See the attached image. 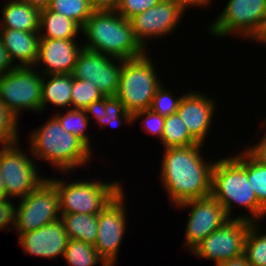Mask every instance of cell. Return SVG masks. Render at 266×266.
Masks as SVG:
<instances>
[{"label": "cell", "instance_id": "f546056e", "mask_svg": "<svg viewBox=\"0 0 266 266\" xmlns=\"http://www.w3.org/2000/svg\"><path fill=\"white\" fill-rule=\"evenodd\" d=\"M103 97L104 94L91 81L73 78L72 109L85 110L89 104Z\"/></svg>", "mask_w": 266, "mask_h": 266}, {"label": "cell", "instance_id": "4316f807", "mask_svg": "<svg viewBox=\"0 0 266 266\" xmlns=\"http://www.w3.org/2000/svg\"><path fill=\"white\" fill-rule=\"evenodd\" d=\"M48 8L74 20L81 27L94 12L89 0H51Z\"/></svg>", "mask_w": 266, "mask_h": 266}, {"label": "cell", "instance_id": "277c9868", "mask_svg": "<svg viewBox=\"0 0 266 266\" xmlns=\"http://www.w3.org/2000/svg\"><path fill=\"white\" fill-rule=\"evenodd\" d=\"M32 154L56 166L59 170H68L86 165L92 155L79 138L67 132L53 116L43 126L30 134Z\"/></svg>", "mask_w": 266, "mask_h": 266}, {"label": "cell", "instance_id": "ba28073f", "mask_svg": "<svg viewBox=\"0 0 266 266\" xmlns=\"http://www.w3.org/2000/svg\"><path fill=\"white\" fill-rule=\"evenodd\" d=\"M20 200L14 215V228L19 234L60 220L59 193L48 178Z\"/></svg>", "mask_w": 266, "mask_h": 266}, {"label": "cell", "instance_id": "30bf717a", "mask_svg": "<svg viewBox=\"0 0 266 266\" xmlns=\"http://www.w3.org/2000/svg\"><path fill=\"white\" fill-rule=\"evenodd\" d=\"M265 18L266 0H229L209 30L216 37L237 33L253 40Z\"/></svg>", "mask_w": 266, "mask_h": 266}, {"label": "cell", "instance_id": "8992f818", "mask_svg": "<svg viewBox=\"0 0 266 266\" xmlns=\"http://www.w3.org/2000/svg\"><path fill=\"white\" fill-rule=\"evenodd\" d=\"M57 188L60 212L98 215L123 189L118 182L76 181L49 179Z\"/></svg>", "mask_w": 266, "mask_h": 266}, {"label": "cell", "instance_id": "ffe728a7", "mask_svg": "<svg viewBox=\"0 0 266 266\" xmlns=\"http://www.w3.org/2000/svg\"><path fill=\"white\" fill-rule=\"evenodd\" d=\"M0 29L40 32V10L23 0H11L2 8Z\"/></svg>", "mask_w": 266, "mask_h": 266}, {"label": "cell", "instance_id": "836d02e7", "mask_svg": "<svg viewBox=\"0 0 266 266\" xmlns=\"http://www.w3.org/2000/svg\"><path fill=\"white\" fill-rule=\"evenodd\" d=\"M142 116H145V118L142 120V124L144 123L142 126L143 130H147L148 133L156 135L157 137L159 136V138L162 140L165 117L153 112L151 109H145L137 111L133 114V122Z\"/></svg>", "mask_w": 266, "mask_h": 266}, {"label": "cell", "instance_id": "4fadbf2b", "mask_svg": "<svg viewBox=\"0 0 266 266\" xmlns=\"http://www.w3.org/2000/svg\"><path fill=\"white\" fill-rule=\"evenodd\" d=\"M114 57L82 48L75 63L72 76L91 81L104 96H115L122 71V59L117 65Z\"/></svg>", "mask_w": 266, "mask_h": 266}, {"label": "cell", "instance_id": "7402d4cb", "mask_svg": "<svg viewBox=\"0 0 266 266\" xmlns=\"http://www.w3.org/2000/svg\"><path fill=\"white\" fill-rule=\"evenodd\" d=\"M81 29L77 22L60 13L49 8L40 10L39 31L44 32L39 33L40 38L74 39Z\"/></svg>", "mask_w": 266, "mask_h": 266}, {"label": "cell", "instance_id": "603a6c76", "mask_svg": "<svg viewBox=\"0 0 266 266\" xmlns=\"http://www.w3.org/2000/svg\"><path fill=\"white\" fill-rule=\"evenodd\" d=\"M49 81H42L41 112L48 103L54 106L67 107L71 105V93L73 86L72 74L46 75Z\"/></svg>", "mask_w": 266, "mask_h": 266}, {"label": "cell", "instance_id": "4dcf8cb0", "mask_svg": "<svg viewBox=\"0 0 266 266\" xmlns=\"http://www.w3.org/2000/svg\"><path fill=\"white\" fill-rule=\"evenodd\" d=\"M246 172L259 204L266 210V165L260 164L246 152Z\"/></svg>", "mask_w": 266, "mask_h": 266}, {"label": "cell", "instance_id": "cb8c5ba5", "mask_svg": "<svg viewBox=\"0 0 266 266\" xmlns=\"http://www.w3.org/2000/svg\"><path fill=\"white\" fill-rule=\"evenodd\" d=\"M69 239L95 244L98 231V215L60 213Z\"/></svg>", "mask_w": 266, "mask_h": 266}, {"label": "cell", "instance_id": "e0dca14e", "mask_svg": "<svg viewBox=\"0 0 266 266\" xmlns=\"http://www.w3.org/2000/svg\"><path fill=\"white\" fill-rule=\"evenodd\" d=\"M82 48L74 39L40 38L36 64H45L42 75L72 74Z\"/></svg>", "mask_w": 266, "mask_h": 266}, {"label": "cell", "instance_id": "9a60e30c", "mask_svg": "<svg viewBox=\"0 0 266 266\" xmlns=\"http://www.w3.org/2000/svg\"><path fill=\"white\" fill-rule=\"evenodd\" d=\"M185 9L176 3L160 1L148 10L129 19L135 38L145 49L146 38L172 34Z\"/></svg>", "mask_w": 266, "mask_h": 266}, {"label": "cell", "instance_id": "484cf974", "mask_svg": "<svg viewBox=\"0 0 266 266\" xmlns=\"http://www.w3.org/2000/svg\"><path fill=\"white\" fill-rule=\"evenodd\" d=\"M63 256L72 266H94L100 261L102 266H109L93 245L80 240L69 239Z\"/></svg>", "mask_w": 266, "mask_h": 266}, {"label": "cell", "instance_id": "7bdbcfd3", "mask_svg": "<svg viewBox=\"0 0 266 266\" xmlns=\"http://www.w3.org/2000/svg\"><path fill=\"white\" fill-rule=\"evenodd\" d=\"M257 42H264L266 44V18L264 19L263 25L257 35L253 38Z\"/></svg>", "mask_w": 266, "mask_h": 266}, {"label": "cell", "instance_id": "ab89813d", "mask_svg": "<svg viewBox=\"0 0 266 266\" xmlns=\"http://www.w3.org/2000/svg\"><path fill=\"white\" fill-rule=\"evenodd\" d=\"M160 1H166V2H172L176 3L179 6L183 7L185 10H187V7L189 6H195V7H206L208 4H210L211 0H160Z\"/></svg>", "mask_w": 266, "mask_h": 266}, {"label": "cell", "instance_id": "ac0fdd59", "mask_svg": "<svg viewBox=\"0 0 266 266\" xmlns=\"http://www.w3.org/2000/svg\"><path fill=\"white\" fill-rule=\"evenodd\" d=\"M214 107L215 102L211 98L193 91L182 95L179 102L177 113L189 133L201 144L211 128Z\"/></svg>", "mask_w": 266, "mask_h": 266}, {"label": "cell", "instance_id": "e575fe53", "mask_svg": "<svg viewBox=\"0 0 266 266\" xmlns=\"http://www.w3.org/2000/svg\"><path fill=\"white\" fill-rule=\"evenodd\" d=\"M160 0H120L116 12L125 19H131L158 4Z\"/></svg>", "mask_w": 266, "mask_h": 266}, {"label": "cell", "instance_id": "d6a6232c", "mask_svg": "<svg viewBox=\"0 0 266 266\" xmlns=\"http://www.w3.org/2000/svg\"><path fill=\"white\" fill-rule=\"evenodd\" d=\"M171 94L172 93H168V91L164 89L163 85H161L156 90L150 109L163 117H168L171 114L177 113L182 96L174 99Z\"/></svg>", "mask_w": 266, "mask_h": 266}, {"label": "cell", "instance_id": "d6986e66", "mask_svg": "<svg viewBox=\"0 0 266 266\" xmlns=\"http://www.w3.org/2000/svg\"><path fill=\"white\" fill-rule=\"evenodd\" d=\"M39 33L0 29V37L12 63L18 59L20 64L16 66H33L34 68L38 57Z\"/></svg>", "mask_w": 266, "mask_h": 266}, {"label": "cell", "instance_id": "60d3db41", "mask_svg": "<svg viewBox=\"0 0 266 266\" xmlns=\"http://www.w3.org/2000/svg\"><path fill=\"white\" fill-rule=\"evenodd\" d=\"M216 266H250L244 255L219 263Z\"/></svg>", "mask_w": 266, "mask_h": 266}, {"label": "cell", "instance_id": "d4e9b609", "mask_svg": "<svg viewBox=\"0 0 266 266\" xmlns=\"http://www.w3.org/2000/svg\"><path fill=\"white\" fill-rule=\"evenodd\" d=\"M161 142L164 149L187 147L199 142L189 133L187 126L178 113L165 117Z\"/></svg>", "mask_w": 266, "mask_h": 266}, {"label": "cell", "instance_id": "f35d334b", "mask_svg": "<svg viewBox=\"0 0 266 266\" xmlns=\"http://www.w3.org/2000/svg\"><path fill=\"white\" fill-rule=\"evenodd\" d=\"M13 65L0 37V76L10 72L16 66Z\"/></svg>", "mask_w": 266, "mask_h": 266}, {"label": "cell", "instance_id": "74e56055", "mask_svg": "<svg viewBox=\"0 0 266 266\" xmlns=\"http://www.w3.org/2000/svg\"><path fill=\"white\" fill-rule=\"evenodd\" d=\"M94 11H116L120 0H89Z\"/></svg>", "mask_w": 266, "mask_h": 266}, {"label": "cell", "instance_id": "5bb4252c", "mask_svg": "<svg viewBox=\"0 0 266 266\" xmlns=\"http://www.w3.org/2000/svg\"><path fill=\"white\" fill-rule=\"evenodd\" d=\"M176 207H191L185 232V246L187 245L189 251L230 219L223 206L212 196L188 200Z\"/></svg>", "mask_w": 266, "mask_h": 266}, {"label": "cell", "instance_id": "6da1fadb", "mask_svg": "<svg viewBox=\"0 0 266 266\" xmlns=\"http://www.w3.org/2000/svg\"><path fill=\"white\" fill-rule=\"evenodd\" d=\"M201 143L164 150L161 181L174 205L211 196L212 169L215 161L201 157Z\"/></svg>", "mask_w": 266, "mask_h": 266}, {"label": "cell", "instance_id": "2e32d148", "mask_svg": "<svg viewBox=\"0 0 266 266\" xmlns=\"http://www.w3.org/2000/svg\"><path fill=\"white\" fill-rule=\"evenodd\" d=\"M68 240L64 224L61 220H57L37 230L19 234L18 243L24 253L52 259L64 255Z\"/></svg>", "mask_w": 266, "mask_h": 266}, {"label": "cell", "instance_id": "ee69618b", "mask_svg": "<svg viewBox=\"0 0 266 266\" xmlns=\"http://www.w3.org/2000/svg\"><path fill=\"white\" fill-rule=\"evenodd\" d=\"M0 198H6V188L3 180V176L0 173Z\"/></svg>", "mask_w": 266, "mask_h": 266}, {"label": "cell", "instance_id": "3957f363", "mask_svg": "<svg viewBox=\"0 0 266 266\" xmlns=\"http://www.w3.org/2000/svg\"><path fill=\"white\" fill-rule=\"evenodd\" d=\"M244 152L215 161L212 169L211 196L223 206L228 217L231 216L234 203L246 208L252 215L250 222L253 223L266 216V210L259 204L248 180L246 151Z\"/></svg>", "mask_w": 266, "mask_h": 266}, {"label": "cell", "instance_id": "d590c367", "mask_svg": "<svg viewBox=\"0 0 266 266\" xmlns=\"http://www.w3.org/2000/svg\"><path fill=\"white\" fill-rule=\"evenodd\" d=\"M15 206L7 198H0V229L14 227ZM12 223V224H11Z\"/></svg>", "mask_w": 266, "mask_h": 266}, {"label": "cell", "instance_id": "8d00e7d4", "mask_svg": "<svg viewBox=\"0 0 266 266\" xmlns=\"http://www.w3.org/2000/svg\"><path fill=\"white\" fill-rule=\"evenodd\" d=\"M245 151L257 162L266 165V135L262 137L260 142H258L250 149L248 147Z\"/></svg>", "mask_w": 266, "mask_h": 266}, {"label": "cell", "instance_id": "7c38bea8", "mask_svg": "<svg viewBox=\"0 0 266 266\" xmlns=\"http://www.w3.org/2000/svg\"><path fill=\"white\" fill-rule=\"evenodd\" d=\"M122 190L98 214V231L94 248L109 266H114L126 228Z\"/></svg>", "mask_w": 266, "mask_h": 266}, {"label": "cell", "instance_id": "83f0119b", "mask_svg": "<svg viewBox=\"0 0 266 266\" xmlns=\"http://www.w3.org/2000/svg\"><path fill=\"white\" fill-rule=\"evenodd\" d=\"M253 222L244 244V256L250 266H266V233L258 235V226Z\"/></svg>", "mask_w": 266, "mask_h": 266}, {"label": "cell", "instance_id": "7a4b0ae2", "mask_svg": "<svg viewBox=\"0 0 266 266\" xmlns=\"http://www.w3.org/2000/svg\"><path fill=\"white\" fill-rule=\"evenodd\" d=\"M89 40L84 48L120 59H135L147 51L134 36L131 23L116 11H94L81 29Z\"/></svg>", "mask_w": 266, "mask_h": 266}, {"label": "cell", "instance_id": "44dd1931", "mask_svg": "<svg viewBox=\"0 0 266 266\" xmlns=\"http://www.w3.org/2000/svg\"><path fill=\"white\" fill-rule=\"evenodd\" d=\"M85 111L87 115H93V119L104 128L107 124L121 126L123 121L133 123V115L125 110L123 103L116 96H104L89 104Z\"/></svg>", "mask_w": 266, "mask_h": 266}, {"label": "cell", "instance_id": "b9f144b4", "mask_svg": "<svg viewBox=\"0 0 266 266\" xmlns=\"http://www.w3.org/2000/svg\"><path fill=\"white\" fill-rule=\"evenodd\" d=\"M29 3L31 6L38 8L39 10L48 8L51 0H23Z\"/></svg>", "mask_w": 266, "mask_h": 266}, {"label": "cell", "instance_id": "f1b7e54d", "mask_svg": "<svg viewBox=\"0 0 266 266\" xmlns=\"http://www.w3.org/2000/svg\"><path fill=\"white\" fill-rule=\"evenodd\" d=\"M62 115L57 113L54 116L67 132L79 138L90 149L91 144L88 136L86 135L87 133H85L89 124V117L86 114V111L69 108L67 113Z\"/></svg>", "mask_w": 266, "mask_h": 266}, {"label": "cell", "instance_id": "52a82bcc", "mask_svg": "<svg viewBox=\"0 0 266 266\" xmlns=\"http://www.w3.org/2000/svg\"><path fill=\"white\" fill-rule=\"evenodd\" d=\"M42 76L32 66H15L0 76V101L17 119L23 109L41 111Z\"/></svg>", "mask_w": 266, "mask_h": 266}, {"label": "cell", "instance_id": "5b68a950", "mask_svg": "<svg viewBox=\"0 0 266 266\" xmlns=\"http://www.w3.org/2000/svg\"><path fill=\"white\" fill-rule=\"evenodd\" d=\"M154 67L147 52L141 57L122 61L115 96L132 115L137 111L150 109L156 90L162 85Z\"/></svg>", "mask_w": 266, "mask_h": 266}, {"label": "cell", "instance_id": "1f68e13d", "mask_svg": "<svg viewBox=\"0 0 266 266\" xmlns=\"http://www.w3.org/2000/svg\"><path fill=\"white\" fill-rule=\"evenodd\" d=\"M18 119L0 101V143L9 145L18 142Z\"/></svg>", "mask_w": 266, "mask_h": 266}, {"label": "cell", "instance_id": "8fae6325", "mask_svg": "<svg viewBox=\"0 0 266 266\" xmlns=\"http://www.w3.org/2000/svg\"><path fill=\"white\" fill-rule=\"evenodd\" d=\"M18 143L3 145L0 149V173L5 183L6 198L11 199H22L46 179L39 176L35 163L20 150Z\"/></svg>", "mask_w": 266, "mask_h": 266}, {"label": "cell", "instance_id": "9c48e42d", "mask_svg": "<svg viewBox=\"0 0 266 266\" xmlns=\"http://www.w3.org/2000/svg\"><path fill=\"white\" fill-rule=\"evenodd\" d=\"M250 217H231L220 228L202 240L192 251L198 257L225 262L244 255L245 239L249 230Z\"/></svg>", "mask_w": 266, "mask_h": 266}]
</instances>
